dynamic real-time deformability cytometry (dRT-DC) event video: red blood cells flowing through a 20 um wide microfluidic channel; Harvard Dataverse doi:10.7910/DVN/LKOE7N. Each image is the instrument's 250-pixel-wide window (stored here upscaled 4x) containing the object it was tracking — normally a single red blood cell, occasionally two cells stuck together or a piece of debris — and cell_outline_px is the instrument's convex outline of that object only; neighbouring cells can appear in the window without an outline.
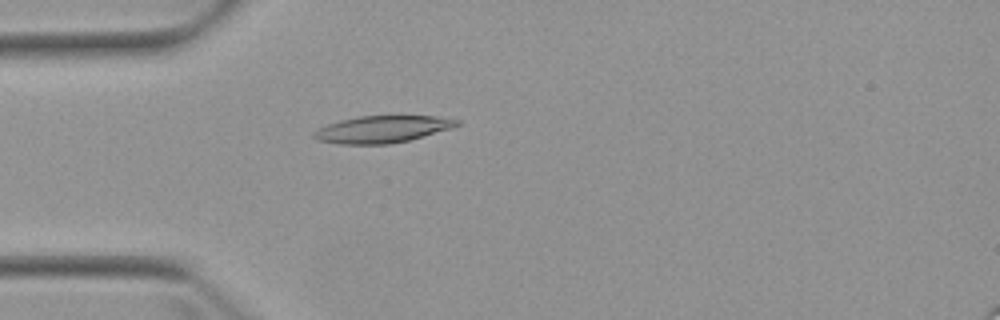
{"species": "Egyptian fruit bat (a non-hibernating species)", "species_latin": "Rousettus aegyptiacus", "temperature_condition": "warm", "stored_images_in_passage": 5, "camera_frame_rate_fps": 3000, "um_per_image_px": 0.085, "animal": {"sex": "female"}, "frame": {"image": 1, "passage_image": 5, "time_ms": 4.667, "image_size_px": [1000, 320], "cell_outline_px": [[460, 124], [452, 128], [408, 140], [388, 144], [340, 144], [316, 140], [312, 136], [312, 132], [316, 128], [340, 120], [360, 116], [436, 116], [460, 120]], "centroid_in_image_um": [32.45, 10.98], "position_along_channel_um": 52.6, "area_um2": 22.48}}